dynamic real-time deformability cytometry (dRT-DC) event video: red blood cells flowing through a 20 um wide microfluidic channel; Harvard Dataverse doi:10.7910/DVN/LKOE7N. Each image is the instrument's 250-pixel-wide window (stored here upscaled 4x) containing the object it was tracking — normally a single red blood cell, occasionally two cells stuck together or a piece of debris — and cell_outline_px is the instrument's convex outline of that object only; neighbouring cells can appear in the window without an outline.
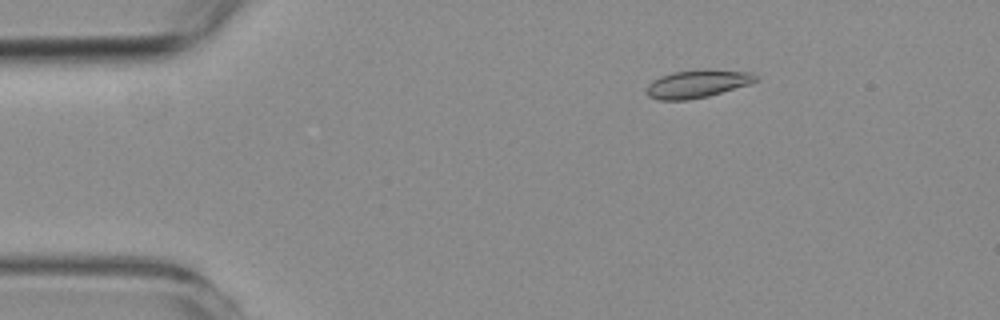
{"species": "common noctule bat (a hibernating species)", "species_latin": "Nyctalus noctula", "temperature_condition": "room temperature", "stored_images_in_passage": 54, "camera_frame_rate_fps": 3000, "um_per_image_px": 0.085, "animal": {"sex": "female", "body_mass_g": 19.3, "forearm_length_mm": 54.1}, "frame": {"image": 1, "passage_image": 7, "time_ms": 2.0, "image_size_px": [1000, 320], "cell_outline_px": [[760, 80], [748, 84], [708, 96], [688, 100], [660, 100], [648, 96], [648, 84], [652, 80], [660, 76], [672, 72], [704, 68], [708, 68], [752, 72], [760, 76]], "centroid_in_image_um": [59.33, 7.09], "position_along_channel_um": 25.7, "area_um2": 18.03}}
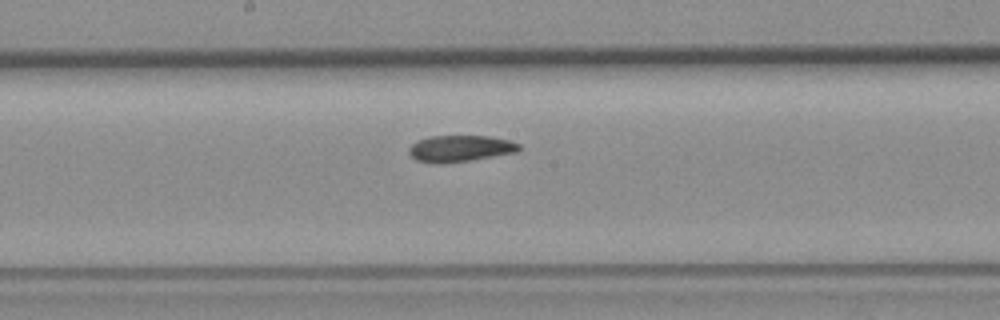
{"frame": {"image": 2, "passage_image": 27, "time_ms": 8.667, "image_size_px": [1000, 320], "cell_outline_px": [[520, 148], [516, 152], [468, 160], [440, 164], [416, 160], [408, 152], [408, 148], [416, 140], [428, 136], [492, 136], [508, 140], [520, 144]], "centroid_in_image_um": [39.07, 12.61], "position_along_channel_um": 209.1, "area_um2": 16.88}}
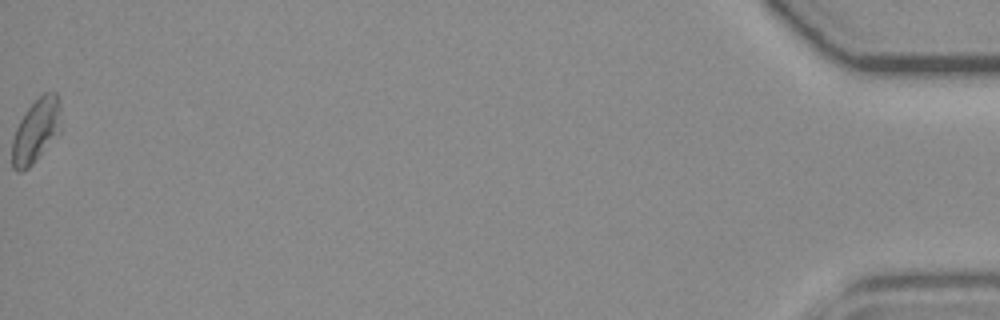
{"frame": {"image": 3, "passage_image": 54, "time_ms": 17.667, "image_size_px": [1000, 320], "cell_outline_px": [[60, 132], [32, 164], [28, 168], [20, 172], [16, 172], [12, 168], [12, 140], [16, 128], [20, 120], [28, 108], [44, 92], [56, 92], [60, 108]], "centroid_in_image_um": [3.04, 11.13], "position_along_channel_um": 432.2, "area_um2": 17.98}, "authors_computed_cell_mechanics": {"area_um2": 17.6579, "velocity_mm_per_s": 3.6952, "shape_relaxation_time_tau1_ms": 7.2007, "shape_relaxation_time_tau2_ms": 7.6013, "deformation_change_tau1": 0.1469, "deformation_change_tau2": 0.1165}}